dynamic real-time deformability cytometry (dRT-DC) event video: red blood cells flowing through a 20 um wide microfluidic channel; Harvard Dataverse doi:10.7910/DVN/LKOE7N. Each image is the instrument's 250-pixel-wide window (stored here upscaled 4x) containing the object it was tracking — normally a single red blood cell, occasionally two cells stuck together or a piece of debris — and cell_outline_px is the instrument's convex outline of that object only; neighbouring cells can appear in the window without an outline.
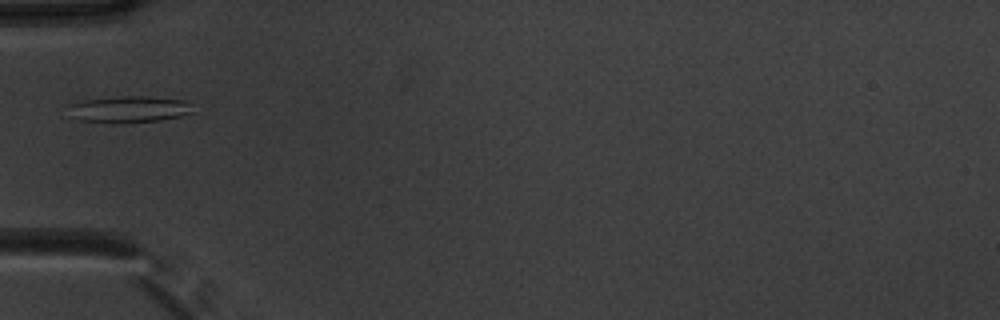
{"species": "common noctule bat (a hibernating species)", "species_latin": "Nyctalus noctula", "temperature_condition": "warm", "stored_images_in_passage": 7, "camera_frame_rate_fps": 3000, "um_per_image_px": 0.085, "animal": {"sex": "male", "body_mass_g": 20.1, "forearm_length_mm": 53.5}, "frame": {"image": 1, "passage_image": 1, "time_ms": 0.0, "image_size_px": [1000, 320], "cell_outline_px": [[192, 112], [180, 116], [160, 120], [80, 120], [72, 116], [72, 104], [84, 100], [124, 96], [144, 96], [180, 100], [192, 104]], "centroid_in_image_um": [11.06, 9.24], "position_along_channel_um": 73.9, "area_um2": 17.74}}
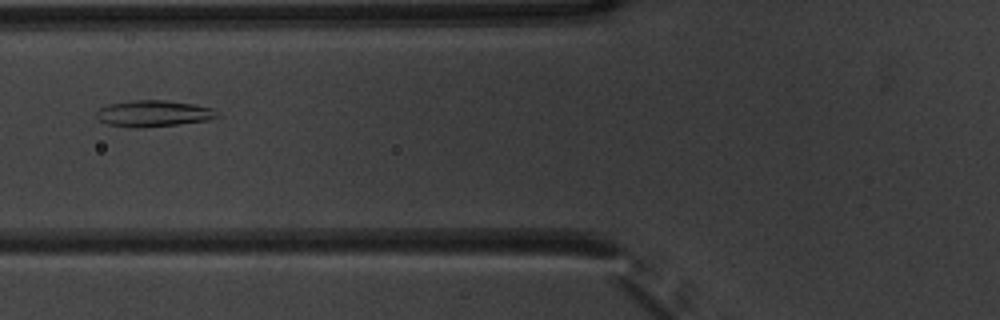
{"frame": {"image": 2, "passage_image": 4, "time_ms": 1.0, "image_size_px": [1000, 320], "cell_outline_px": [[220, 116], [208, 120], [180, 124], [136, 128], [108, 124], [100, 120], [96, 116], [96, 112], [100, 108], [108, 104], [132, 100], [164, 100], [196, 104], [212, 108]], "centroid_in_image_um": [13.06, 9.64], "position_along_channel_um": 112.7, "area_um2": 18.5}}